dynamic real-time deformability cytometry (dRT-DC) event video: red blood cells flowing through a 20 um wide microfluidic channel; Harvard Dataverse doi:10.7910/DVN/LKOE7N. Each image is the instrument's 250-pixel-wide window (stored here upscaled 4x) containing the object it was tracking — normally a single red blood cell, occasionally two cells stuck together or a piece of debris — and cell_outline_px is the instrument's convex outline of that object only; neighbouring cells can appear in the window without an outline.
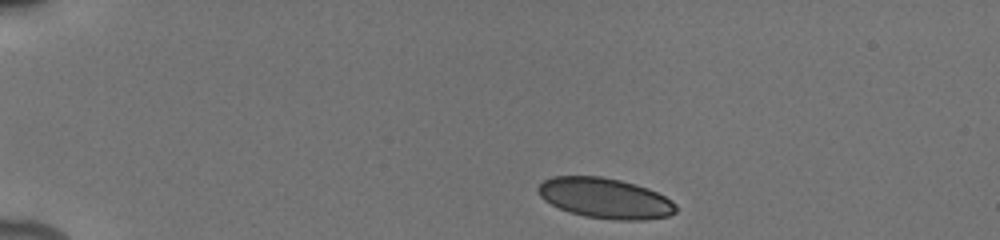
{"species": "human", "species_latin": "Homo sapiens", "temperature_condition": "cold", "stored_images_in_passage": 8, "camera_frame_rate_fps": 3000, "um_per_image_px": 0.085, "donor": {"sex": "male"}, "frame": {"image": 1, "passage_image": 1, "time_ms": 0.0, "image_size_px": [1000, 240], "cell_outline_px": [[676, 212], [668, 216], [644, 220], [616, 220], [584, 216], [568, 212], [544, 200], [536, 192], [536, 188], [544, 180], [552, 176], [600, 176], [620, 180], [636, 184], [648, 188], [672, 200], [676, 204]], "centroid_in_image_um": [51.42, 16.84], "position_along_channel_um": 33.6, "area_um2": 32.54}}
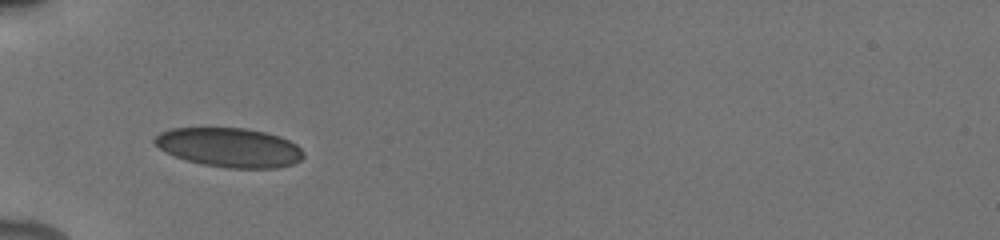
{"frame": {"image": 2, "passage_image": 6, "time_ms": 2.667, "image_size_px": [1000, 240], "cell_outline_px": [[304, 156], [300, 160], [292, 164], [276, 168], [228, 168], [204, 164], [188, 160], [176, 156], [160, 148], [152, 140], [160, 132], [172, 128], [244, 128], [264, 132], [280, 136], [296, 144], [304, 152]], "centroid_in_image_um": [19.53, 12.53], "position_along_channel_um": 65.5, "area_um2": 33.76}}